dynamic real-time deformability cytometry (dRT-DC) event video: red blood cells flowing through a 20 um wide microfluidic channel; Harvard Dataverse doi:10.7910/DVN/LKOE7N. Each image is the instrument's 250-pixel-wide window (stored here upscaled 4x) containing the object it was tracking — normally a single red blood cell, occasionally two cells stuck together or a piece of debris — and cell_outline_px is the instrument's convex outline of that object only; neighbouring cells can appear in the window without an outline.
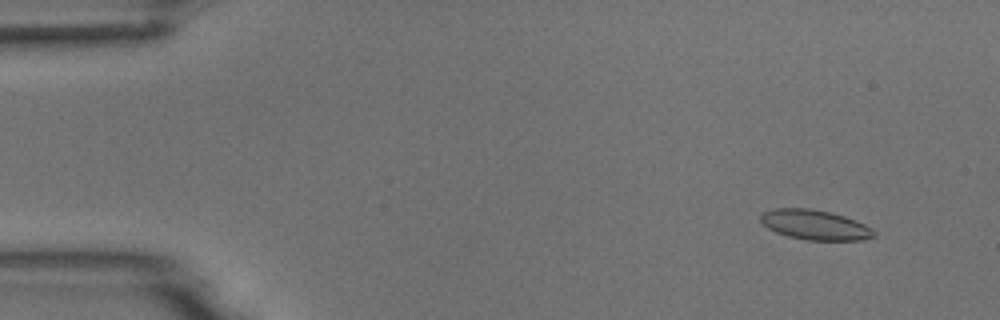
{"species": "common noctule bat (a hibernating species)", "species_latin": "Nyctalus noctula", "temperature_condition": "room temperature", "stored_images_in_passage": 55, "camera_frame_rate_fps": 3000, "um_per_image_px": 0.085, "animal": {"sex": "male", "body_mass_g": 18.8}, "frame": {"image": 1, "passage_image": 5, "time_ms": 1.333, "image_size_px": [1000, 320], "cell_outline_px": [[876, 236], [860, 240], [808, 240], [788, 236], [776, 232], [768, 228], [760, 220], [760, 216], [764, 212], [772, 208], [808, 208], [832, 212], [844, 216], [864, 224], [872, 228], [876, 232]], "centroid_in_image_um": [69.28, 19.11], "position_along_channel_um": 15.7, "area_um2": 19.71}}
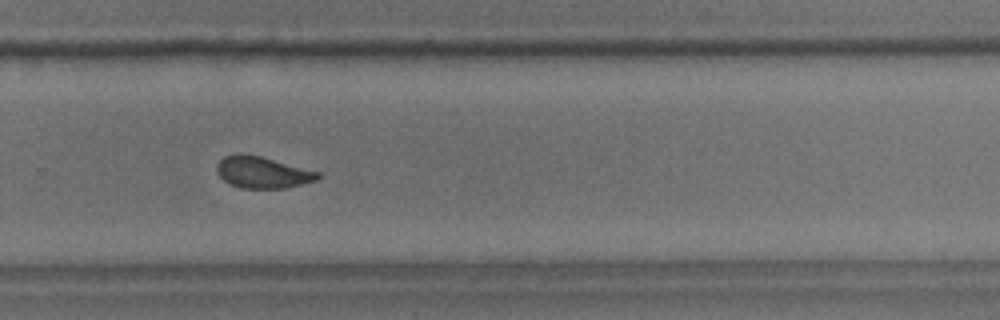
{"frame": {"image": 2, "passage_image": 37, "time_ms": 12.0, "image_size_px": [1000, 320], "cell_outline_px": [[320, 176], [316, 180], [284, 188], [240, 188], [228, 184], [216, 172], [216, 164], [224, 156], [236, 152], [240, 152], [260, 156], [320, 172]], "centroid_in_image_um": [22.25, 14.63], "position_along_channel_um": 307.6, "area_um2": 18.67}}
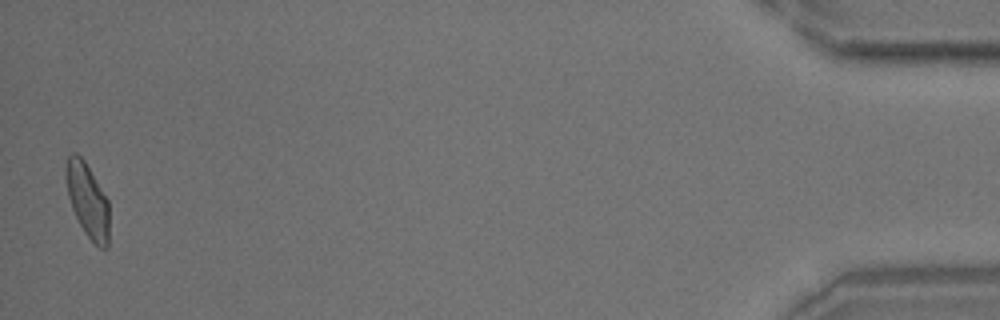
{"frame": {"image": 3, "passage_image": 54, "time_ms": 17.667, "image_size_px": [1000, 320], "cell_outline_px": [[108, 248], [100, 248], [84, 232], [72, 208], [68, 196], [64, 176], [64, 168], [68, 156], [72, 152], [76, 152], [84, 160], [108, 200]], "centroid_in_image_um": [7.41, 16.98], "position_along_channel_um": 427.8, "area_um2": 18.61}, "authors_computed_cell_mechanics": {"area_um2": 19.2474, "velocity_mm_per_s": 3.7175, "shape_relaxation_time_tau1_ms": 6.5894, "shape_relaxation_time_tau2_ms": 1.1926, "deformation_change_tau1": 0.1414, "deformation_change_tau2": 0.0583}}